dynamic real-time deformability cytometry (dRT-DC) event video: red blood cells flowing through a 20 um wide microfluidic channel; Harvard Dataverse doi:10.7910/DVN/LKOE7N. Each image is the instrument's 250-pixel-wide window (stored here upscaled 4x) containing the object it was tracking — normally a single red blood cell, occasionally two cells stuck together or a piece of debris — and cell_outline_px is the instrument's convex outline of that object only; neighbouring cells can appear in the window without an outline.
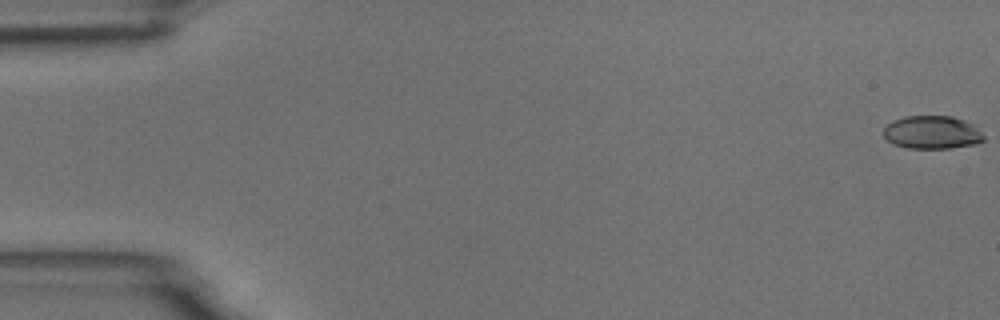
{"species": "common noctule bat (a hibernating species)", "species_latin": "Nyctalus noctula", "temperature_condition": "room temperature", "stored_images_in_passage": 4, "camera_frame_rate_fps": 3000, "um_per_image_px": 0.085, "animal": {"sex": "male", "body_mass_g": 18.8}, "frame": {"image": 1, "passage_image": 1, "time_ms": 0.0, "image_size_px": [1000, 320], "cell_outline_px": [[984, 140], [976, 144], [952, 148], [908, 148], [892, 144], [884, 136], [884, 128], [888, 124], [904, 116], [952, 116], [964, 120], [972, 124], [984, 136]], "centroid_in_image_um": [79.23, 11.26], "position_along_channel_um": 5.8, "area_um2": 19.25}}